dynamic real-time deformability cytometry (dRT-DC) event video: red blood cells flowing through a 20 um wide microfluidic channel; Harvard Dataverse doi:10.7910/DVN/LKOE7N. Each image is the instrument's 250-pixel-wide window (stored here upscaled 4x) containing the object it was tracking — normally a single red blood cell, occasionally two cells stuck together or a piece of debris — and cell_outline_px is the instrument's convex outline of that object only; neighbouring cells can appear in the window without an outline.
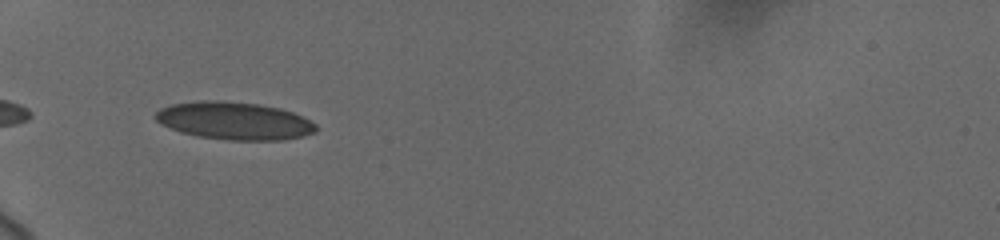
{"species": "human", "species_latin": "Homo sapiens", "temperature_condition": "cold", "stored_images_in_passage": 29, "camera_frame_rate_fps": 3000, "um_per_image_px": 0.085, "donor": {"sex": "female"}, "frame": {"image": 1, "passage_image": 9, "time_ms": 5.0, "image_size_px": [1000, 240], "cell_outline_px": [[316, 132], [304, 136], [284, 140], [228, 140], [196, 136], [180, 132], [160, 124], [156, 120], [156, 112], [160, 108], [172, 104], [200, 100], [220, 100], [260, 104], [280, 108], [292, 112], [316, 124]], "centroid_in_image_um": [19.9, 10.27], "position_along_channel_um": 65.1, "area_um2": 35.37}}
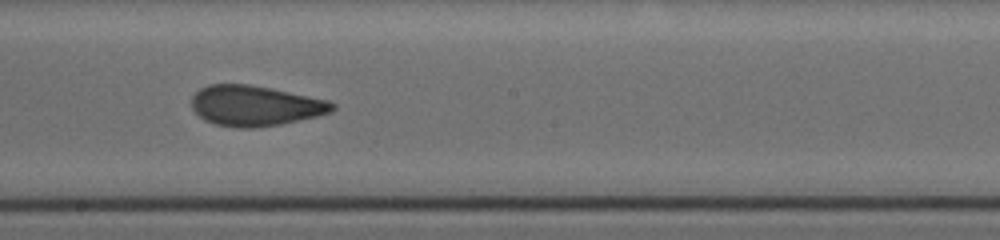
{"frame": {"image": 2, "passage_image": 17, "time_ms": 9.667, "image_size_px": [1000, 240], "cell_outline_px": [[336, 108], [332, 112], [316, 116], [280, 124], [256, 128], [236, 128], [216, 124], [204, 120], [192, 108], [192, 96], [200, 88], [208, 84], [248, 84], [328, 100], [336, 104]], "centroid_in_image_um": [21.67, 8.99], "position_along_channel_um": 226.5, "area_um2": 32.95}}
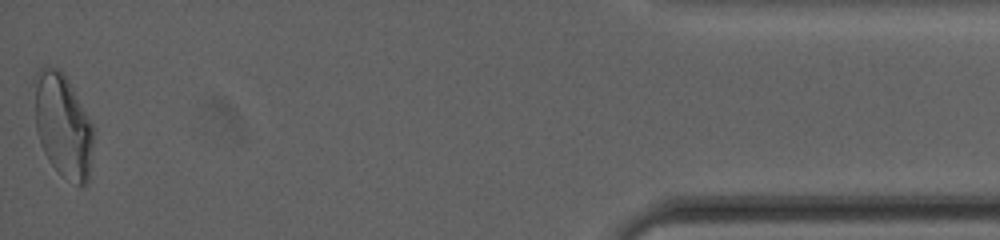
{"frame": {"image": 3, "passage_image": 29, "time_ms": 17.0, "image_size_px": [1000, 240], "cell_outline_px": [[92, 144], [88, 184], [76, 184], [60, 176], [48, 160], [40, 144], [36, 132], [32, 80], [36, 72], [44, 64], [60, 68], [68, 80], [92, 124]], "centroid_in_image_um": [5.28, 10.62], "position_along_channel_um": 429.9, "area_um2": 36.18}, "authors_computed_cell_mechanics": {"area_um2": 33.8708, "velocity_mm_per_s": 3.6996, "shape_relaxation_time_tau1_ms": 5.24, "shape_relaxation_time_tau2_ms": 1.0644, "deformation_change_tau1": 0.1394, "deformation_change_tau2": 0.0712}}